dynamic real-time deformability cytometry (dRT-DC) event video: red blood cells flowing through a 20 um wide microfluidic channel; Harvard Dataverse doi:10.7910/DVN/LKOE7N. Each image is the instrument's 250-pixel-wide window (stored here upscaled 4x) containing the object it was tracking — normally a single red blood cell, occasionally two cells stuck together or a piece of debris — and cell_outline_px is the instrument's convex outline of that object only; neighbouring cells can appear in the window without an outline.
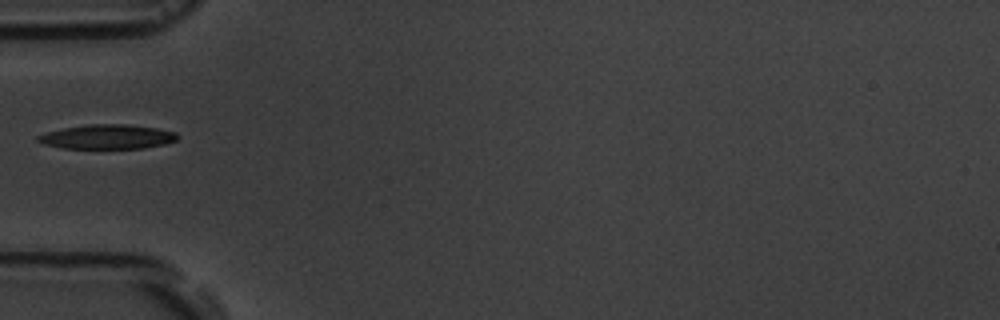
{"species": "common noctule bat (a hibernating species)", "species_latin": "Nyctalus noctula", "temperature_condition": "room temperature", "stored_images_in_passage": 1, "camera_frame_rate_fps": 3000, "um_per_image_px": 0.085, "animal": {"sex": "male", "body_mass_g": 19.5, "forearm_length_mm": 54.6}, "frame": {"image": 1, "passage_image": 1, "time_ms": 0.0, "image_size_px": [1000, 320], "cell_outline_px": [[176, 140], [164, 144], [144, 148], [64, 148], [44, 144], [36, 140], [36, 136], [48, 132], [64, 128], [88, 124], [128, 124], [156, 128], [176, 132]], "centroid_in_image_um": [9.11, 11.62], "position_along_channel_um": 75.9, "area_um2": 19.65}}